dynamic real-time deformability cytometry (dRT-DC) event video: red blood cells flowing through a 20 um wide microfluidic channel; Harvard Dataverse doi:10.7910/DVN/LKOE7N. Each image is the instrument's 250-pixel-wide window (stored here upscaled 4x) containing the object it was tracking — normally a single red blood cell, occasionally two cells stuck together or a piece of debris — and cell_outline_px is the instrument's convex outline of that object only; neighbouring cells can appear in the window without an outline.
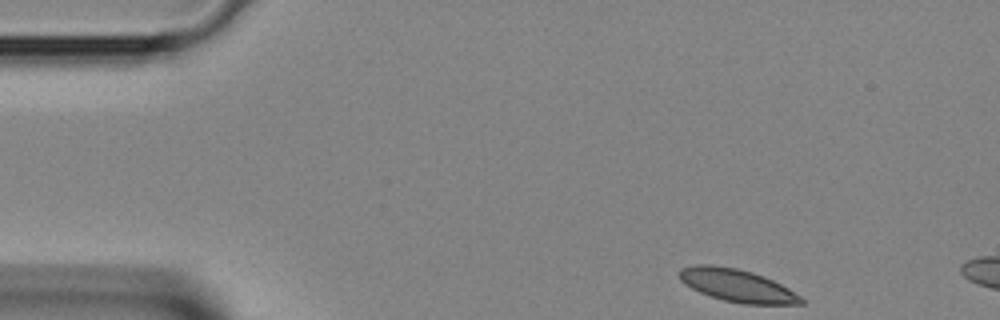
{"species": "Egyptian fruit bat (a non-hibernating species)", "species_latin": "Rousettus aegyptiacus", "temperature_condition": "room temperature", "stored_images_in_passage": 4, "camera_frame_rate_fps": 3000, "um_per_image_px": 0.085, "animal": {"sex": "female"}, "frame": {"image": 1, "passage_image": 1, "time_ms": 0.0, "image_size_px": [1000, 320], "cell_outline_px": [[804, 304], [744, 304], [724, 300], [700, 292], [684, 284], [680, 280], [680, 268], [696, 264], [712, 264], [736, 268], [752, 272], [764, 276], [788, 288], [800, 296], [804, 300]], "centroid_in_image_um": [62.65, 24.26], "position_along_channel_um": 22.4, "area_um2": 23.0}}